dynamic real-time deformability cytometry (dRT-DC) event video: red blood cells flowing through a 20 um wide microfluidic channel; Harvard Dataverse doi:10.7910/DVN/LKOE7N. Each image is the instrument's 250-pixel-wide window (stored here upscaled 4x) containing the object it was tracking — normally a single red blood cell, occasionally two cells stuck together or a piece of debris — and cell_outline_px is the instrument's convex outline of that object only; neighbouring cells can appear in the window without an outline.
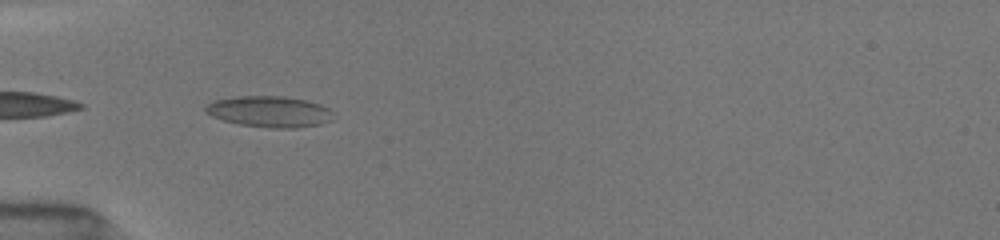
{"species": "common noctule bat (a hibernating species)", "species_latin": "Nyctalus noctula", "temperature_condition": "room temperature", "stored_images_in_passage": 72, "camera_frame_rate_fps": 3000, "um_per_image_px": 0.085, "animal": {"sex": "female", "body_mass_g": 19.5, "forearm_length_mm": 54.1}, "frame": {"image": 1, "passage_image": 1, "time_ms": 0.0, "image_size_px": [1000, 240], "cell_outline_px": [[332, 120], [320, 124], [296, 128], [268, 128], [240, 124], [224, 120], [212, 116], [204, 112], [204, 108], [212, 100], [236, 96], [284, 96], [304, 100], [320, 104], [328, 108], [332, 112]], "centroid_in_image_um": [22.88, 9.48], "position_along_channel_um": 62.1, "area_um2": 23.18}}
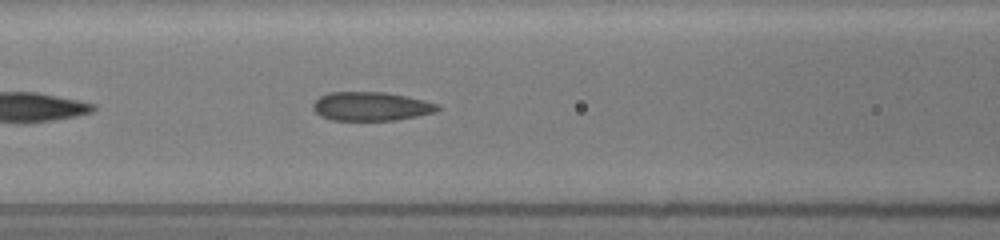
{"frame": {"image": 2, "passage_image": 10, "time_ms": 2.0, "image_size_px": [1000, 240], "cell_outline_px": [[440, 108], [436, 112], [396, 120], [332, 120], [320, 116], [312, 108], [312, 104], [320, 96], [328, 92], [384, 92], [424, 100], [436, 104]], "centroid_in_image_um": [31.5, 9.04], "position_along_channel_um": 135.1, "area_um2": 20.81}}
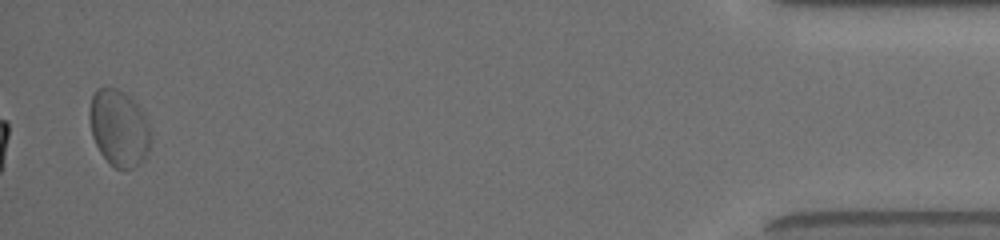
{"frame": {"image": 3, "passage_image": 67, "time_ms": 11.333, "image_size_px": [1000, 240], "cell_outline_px": [[152, 140], [148, 152], [136, 168], [116, 168], [100, 152], [92, 136], [88, 116], [88, 112], [92, 96], [96, 88], [116, 88], [132, 96], [140, 108], [148, 124]], "centroid_in_image_um": [10.11, 10.85], "position_along_channel_um": 425.1, "area_um2": 27.4}, "authors_computed_cell_mechanics": {"area_um2": 21.5016, "velocity_mm_per_s": 3.9237, "shape_relaxation_time_tau1_ms": 4.0453, "shape_relaxation_time_tau2_ms": 1.5039, "deformation_change_tau1": 0.1025, "deformation_change_tau2": 0.0891}}